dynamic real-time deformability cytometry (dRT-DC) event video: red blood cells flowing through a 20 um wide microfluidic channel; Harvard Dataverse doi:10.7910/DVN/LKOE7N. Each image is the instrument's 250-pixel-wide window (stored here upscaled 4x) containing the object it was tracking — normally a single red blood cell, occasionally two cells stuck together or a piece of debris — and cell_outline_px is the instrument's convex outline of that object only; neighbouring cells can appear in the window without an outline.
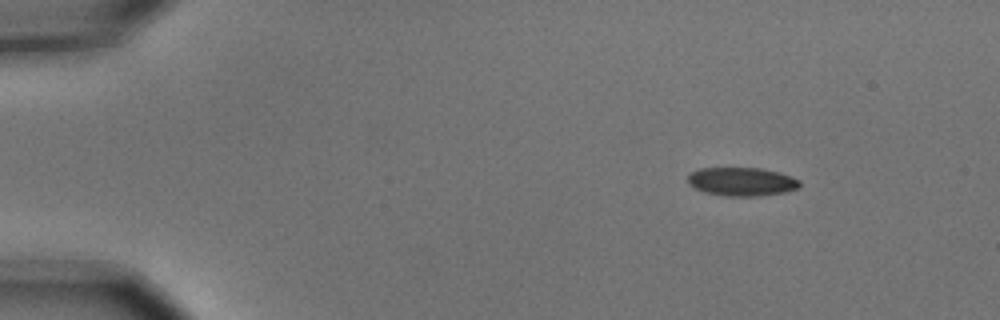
{"species": "common noctule bat (a hibernating species)", "species_latin": "Nyctalus noctula", "temperature_condition": "cold", "stored_images_in_passage": 4, "camera_frame_rate_fps": 3000, "um_per_image_px": 0.085, "animal": {"sex": "male", "body_mass_g": 15.6}, "frame": {"image": 1, "passage_image": 4, "time_ms": 1.0, "image_size_px": [1000, 320], "cell_outline_px": [[800, 188], [784, 192], [756, 196], [724, 196], [704, 192], [688, 184], [688, 176], [692, 172], [700, 168], [760, 168], [776, 172], [800, 180]], "centroid_in_image_um": [63.03, 15.44], "position_along_channel_um": 22.0, "area_um2": 18.44}}